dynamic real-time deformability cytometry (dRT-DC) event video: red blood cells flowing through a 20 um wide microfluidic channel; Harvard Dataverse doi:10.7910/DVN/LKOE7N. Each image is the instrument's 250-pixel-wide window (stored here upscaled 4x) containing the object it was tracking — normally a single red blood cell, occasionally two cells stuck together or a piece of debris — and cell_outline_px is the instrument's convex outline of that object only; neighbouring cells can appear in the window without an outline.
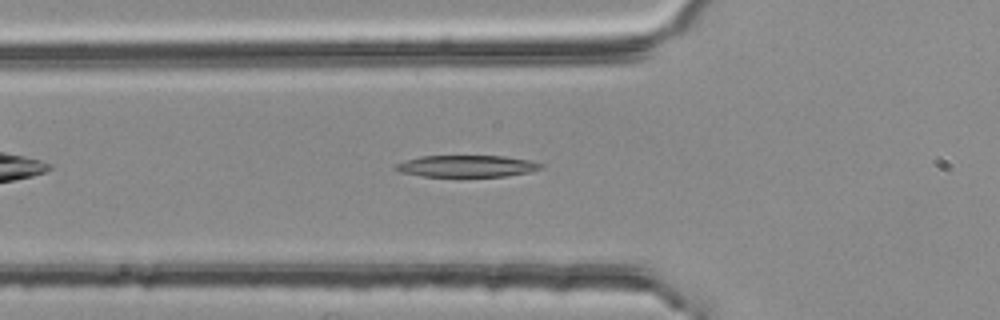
{"species": "common noctule bat (a hibernating species)", "species_latin": "Nyctalus noctula", "temperature_condition": "room temperature", "stored_images_in_passage": 39, "camera_frame_rate_fps": 3000, "um_per_image_px": 0.085, "animal": {"sex": "female", "body_mass_g": 25.1}, "frame": {"image": 1, "passage_image": 6, "time_ms": 1.667, "image_size_px": [1000, 320], "cell_outline_px": [[544, 168], [528, 172], [504, 176], [420, 176], [400, 172], [392, 168], [392, 164], [404, 160], [420, 156], [504, 156], [528, 160], [544, 164]], "centroid_in_image_um": [39.6, 14.11], "position_along_channel_um": 86.2, "area_um2": 18.5}}
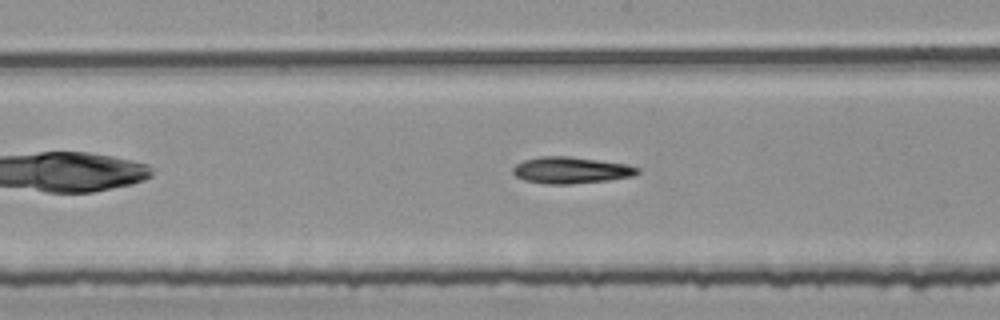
{"frame": {"image": 2, "passage_image": 15, "time_ms": 4.667, "image_size_px": [1000, 320], "cell_outline_px": [[640, 172], [632, 176], [608, 180], [572, 184], [544, 184], [524, 180], [516, 176], [512, 172], [512, 168], [516, 164], [524, 160], [540, 156], [568, 156], [600, 160], [628, 164], [640, 168]], "centroid_in_image_um": [48.53, 14.46], "position_along_channel_um": 199.7, "area_um2": 19.42}}
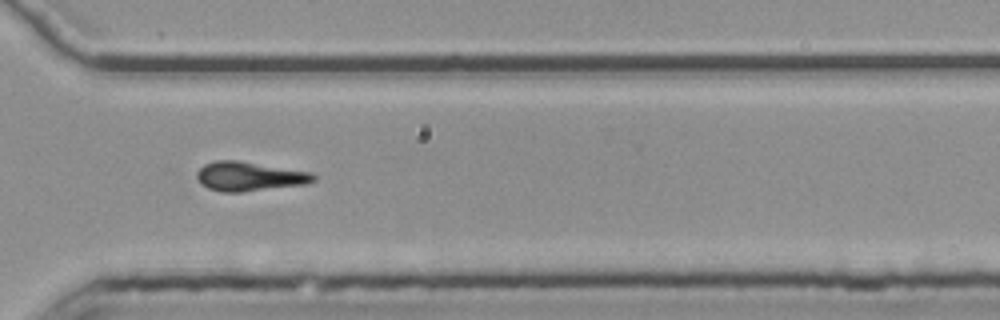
{"frame": {"image": 3, "passage_image": 27, "time_ms": 8.667, "image_size_px": [1000, 320], "cell_outline_px": [[316, 180], [308, 184], [240, 192], [224, 192], [208, 188], [200, 184], [196, 176], [196, 172], [204, 164], [216, 160], [240, 160], [312, 172], [316, 176]], "centroid_in_image_um": [21.21, 14.98], "position_along_channel_um": 349.4, "area_um2": 20.11}, "authors_computed_cell_mechanics": {"area_um2": 19.3052, "velocity_mm_per_s": 3.7584, "shape_relaxation_time_tau1_ms": 3.9672, "shape_relaxation_time_tau2_ms": null, "deformation_change_tau1": 0.1563, "deformation_change_tau2": null}}